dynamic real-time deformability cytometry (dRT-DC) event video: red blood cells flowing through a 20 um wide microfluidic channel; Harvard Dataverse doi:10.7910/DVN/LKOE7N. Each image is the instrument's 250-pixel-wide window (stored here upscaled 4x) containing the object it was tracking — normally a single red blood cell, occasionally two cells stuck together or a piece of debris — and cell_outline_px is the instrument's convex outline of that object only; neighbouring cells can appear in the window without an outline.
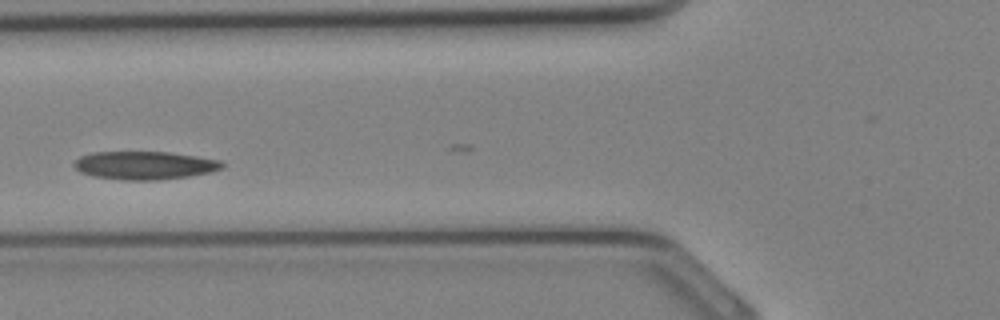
{"species": "Egyptian fruit bat (a non-hibernating species)", "species_latin": "Rousettus aegyptiacus", "temperature_condition": "cold", "stored_images_in_passage": 12, "camera_frame_rate_fps": 3000, "um_per_image_px": 0.085, "animal": {"sex": "female"}, "frame": {"image": 1, "passage_image": 3, "time_ms": 0.667, "image_size_px": [1000, 320], "cell_outline_px": [[224, 164], [220, 168], [208, 172], [188, 176], [156, 180], [124, 180], [92, 176], [80, 172], [72, 164], [80, 156], [92, 152], [168, 152], [196, 156], [220, 160]], "centroid_in_image_um": [12.24, 14.05], "position_along_channel_um": 113.6, "area_um2": 24.1}}
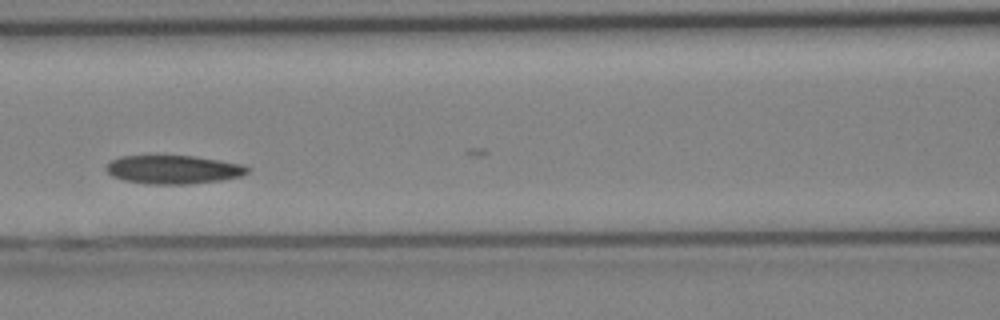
{"frame": {"image": 2, "passage_image": 5, "time_ms": 1.333, "image_size_px": [1000, 320], "cell_outline_px": [[252, 168], [248, 172], [240, 176], [220, 180], [188, 184], [144, 184], [124, 180], [112, 176], [104, 168], [112, 160], [120, 156], [196, 156], [244, 164]], "centroid_in_image_um": [14.76, 14.41], "position_along_channel_um": 151.8, "area_um2": 23.58}}